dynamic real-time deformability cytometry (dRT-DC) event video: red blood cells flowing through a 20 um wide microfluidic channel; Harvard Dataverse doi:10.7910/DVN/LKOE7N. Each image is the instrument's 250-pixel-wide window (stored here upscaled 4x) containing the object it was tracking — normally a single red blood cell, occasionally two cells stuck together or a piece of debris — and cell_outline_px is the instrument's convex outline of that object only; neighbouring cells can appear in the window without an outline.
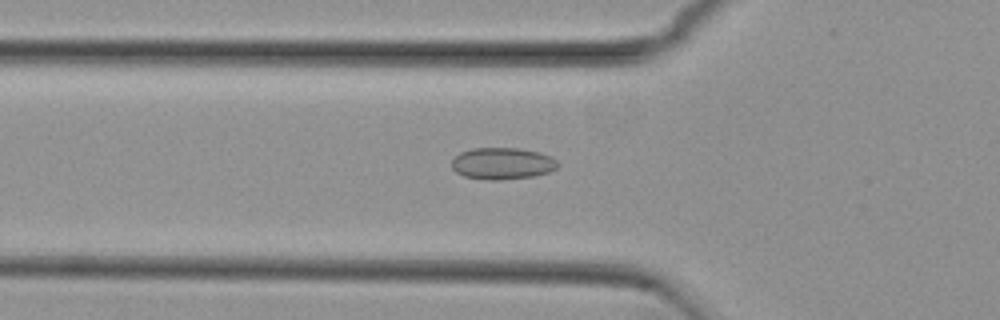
{"species": "common noctule bat (a hibernating species)", "species_latin": "Nyctalus noctula", "temperature_condition": "cold", "stored_images_in_passage": 54, "camera_frame_rate_fps": 3000, "um_per_image_px": 0.085, "animal": {"sex": "female", "body_mass_g": 29.2, "forearm_length_mm": 56.3}, "frame": {"image": 1, "passage_image": 18, "time_ms": 5.667, "image_size_px": [1000, 320], "cell_outline_px": [[560, 164], [556, 168], [548, 172], [532, 176], [500, 180], [492, 180], [464, 176], [456, 172], [452, 168], [452, 160], [460, 152], [472, 148], [520, 148], [540, 152], [556, 160]], "centroid_in_image_um": [42.69, 13.89], "position_along_channel_um": 83.1, "area_um2": 19.54}}
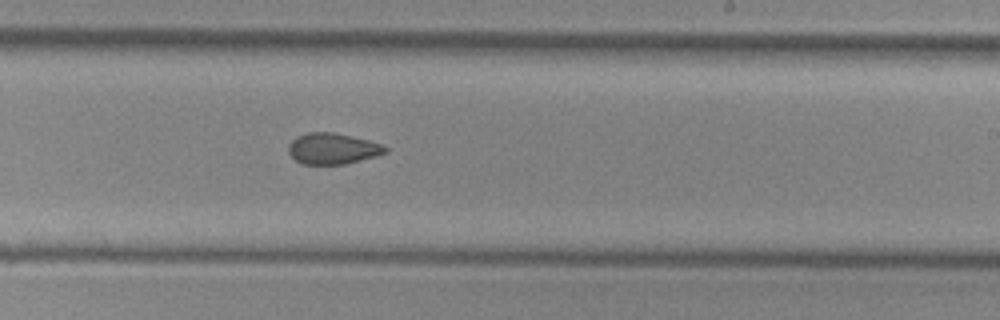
{"frame": {"image": 2, "passage_image": 32, "time_ms": 10.333, "image_size_px": [1000, 320], "cell_outline_px": [[388, 152], [376, 156], [344, 164], [300, 164], [288, 152], [288, 144], [296, 136], [308, 132], [332, 132], [352, 136], [368, 140], [380, 144], [388, 148]], "centroid_in_image_um": [28.25, 12.63], "position_along_channel_um": 260.7, "area_um2": 17.51}}
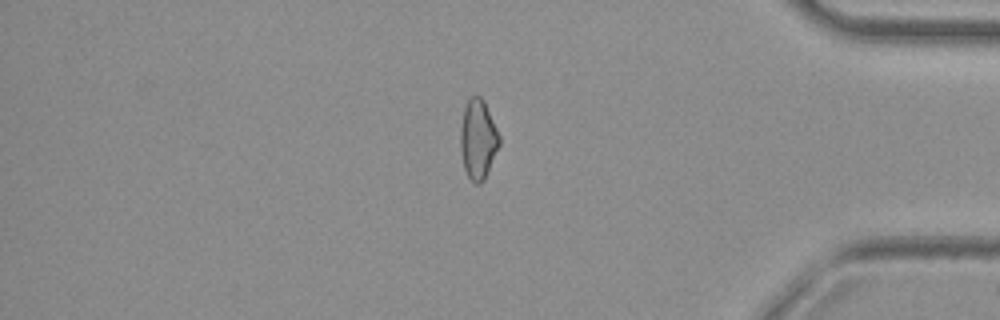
{"frame": {"image": 3, "passage_image": 45, "time_ms": 14.667, "image_size_px": [1000, 320], "cell_outline_px": [[500, 144], [484, 180], [480, 184], [476, 184], [468, 176], [464, 168], [460, 152], [460, 128], [464, 108], [468, 100], [472, 96], [480, 96], [484, 100], [500, 136]], "centroid_in_image_um": [40.62, 11.84], "position_along_channel_um": 394.6, "area_um2": 18.03}, "authors_computed_cell_mechanics": {"area_um2": 18.4093, "velocity_mm_per_s": 3.7912, "shape_relaxation_time_tau1_ms": null, "shape_relaxation_time_tau2_ms": 5.1115, "deformation_change_tau1": null, "deformation_change_tau2": 0.0857}}